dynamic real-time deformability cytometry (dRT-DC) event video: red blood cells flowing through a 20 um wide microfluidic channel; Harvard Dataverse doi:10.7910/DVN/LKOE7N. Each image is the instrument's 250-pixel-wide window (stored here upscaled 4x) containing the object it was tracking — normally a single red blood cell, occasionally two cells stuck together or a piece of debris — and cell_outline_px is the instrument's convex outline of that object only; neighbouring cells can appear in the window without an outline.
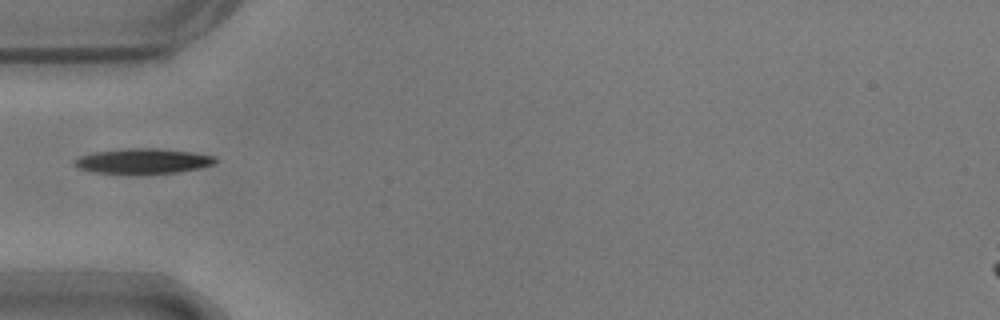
{"species": "common noctule bat (a hibernating species)", "species_latin": "Nyctalus noctula", "temperature_condition": "warm", "stored_images_in_passage": 16, "camera_frame_rate_fps": 3000, "um_per_image_px": 0.085, "animal": {"sex": "male", "body_mass_g": 17.9}, "frame": {"image": 1, "passage_image": 1, "time_ms": 0.0, "image_size_px": [1000, 320], "cell_outline_px": [[216, 164], [200, 168], [176, 172], [92, 172], [80, 168], [72, 164], [72, 160], [80, 156], [92, 152], [120, 148], [160, 148], [192, 152], [216, 156]], "centroid_in_image_um": [12.15, 13.65], "position_along_channel_um": 72.8, "area_um2": 20.4}}
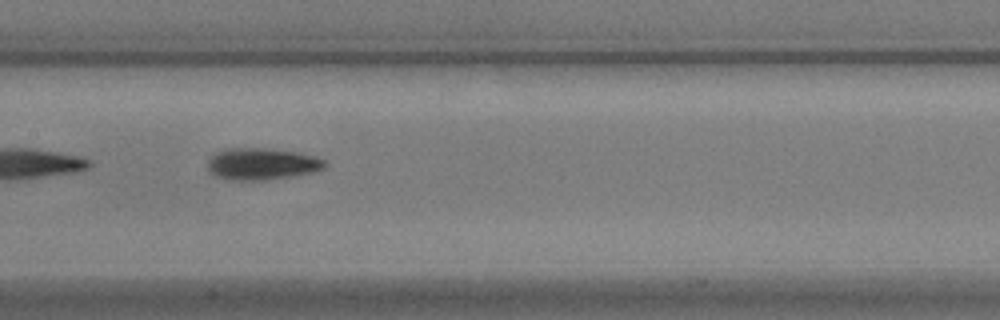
{"frame": {"image": 2, "passage_image": 10, "time_ms": 3.0, "image_size_px": [1000, 320], "cell_outline_px": [[328, 164], [324, 168], [312, 172], [292, 176], [264, 180], [228, 180], [216, 176], [208, 172], [208, 160], [216, 152], [224, 148], [272, 148], [296, 152], [312, 156], [324, 160]], "centroid_in_image_um": [22.22, 13.93], "position_along_channel_um": 185.2, "area_um2": 21.79}}
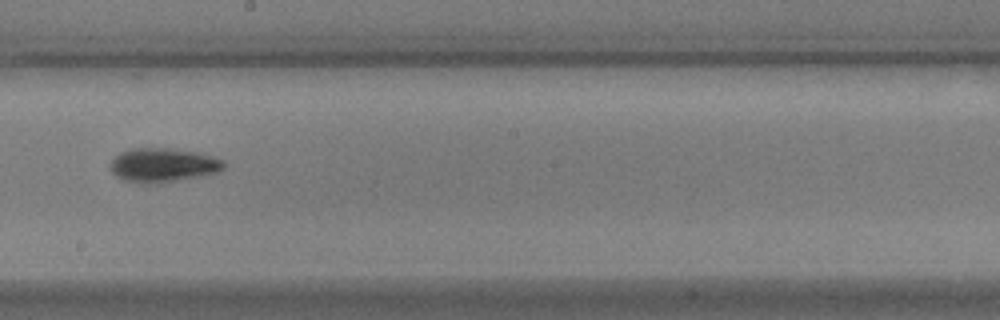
{"frame": {"image": 3, "passage_image": 14, "time_ms": 4.333, "image_size_px": [1000, 320], "cell_outline_px": [[224, 168], [216, 172], [156, 184], [128, 180], [116, 176], [112, 172], [112, 160], [120, 152], [128, 148], [172, 148], [196, 152], [212, 156], [224, 160]], "centroid_in_image_um": [13.86, 14.0], "position_along_channel_um": 234.3, "area_um2": 22.02}}